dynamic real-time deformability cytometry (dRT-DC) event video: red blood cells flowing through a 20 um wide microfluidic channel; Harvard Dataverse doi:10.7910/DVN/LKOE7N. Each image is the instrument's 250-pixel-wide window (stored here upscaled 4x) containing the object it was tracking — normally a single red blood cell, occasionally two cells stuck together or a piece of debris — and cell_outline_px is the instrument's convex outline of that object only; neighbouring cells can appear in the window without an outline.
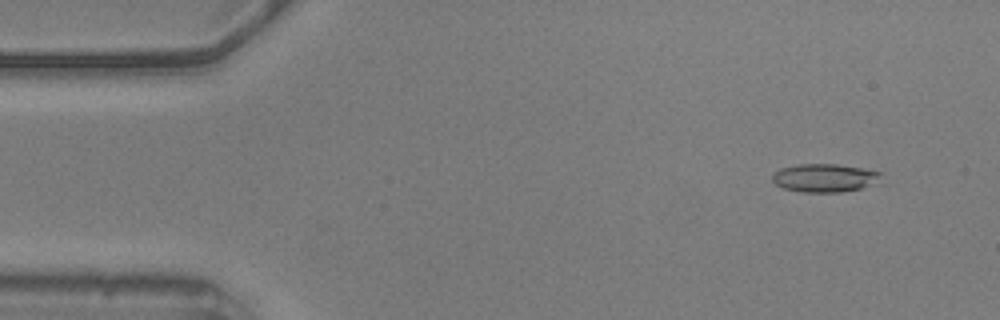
{"species": "common noctule bat (a hibernating species)", "species_latin": "Nyctalus noctula", "temperature_condition": "warm", "stored_images_in_passage": 56, "camera_frame_rate_fps": 3000, "um_per_image_px": 0.085, "animal": {"sex": "male", "body_mass_g": 20.5, "forearm_length_mm": 52.5}, "frame": {"image": 1, "passage_image": 5, "time_ms": 1.333, "image_size_px": [1000, 320], "cell_outline_px": [[880, 172], [876, 176], [860, 188], [840, 192], [804, 192], [784, 188], [776, 184], [772, 180], [772, 176], [780, 168], [796, 164], [836, 164], [860, 168]], "centroid_in_image_um": [69.91, 15.11], "position_along_channel_um": 15.1, "area_um2": 17.05}}
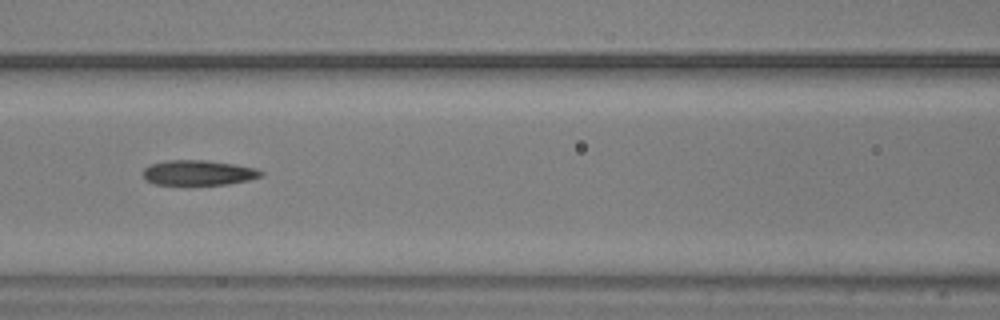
{"frame": {"image": 2, "passage_image": 24, "time_ms": 7.667, "image_size_px": [1000, 320], "cell_outline_px": [[264, 172], [260, 176], [248, 180], [228, 184], [156, 184], [144, 180], [144, 168], [148, 164], [168, 160], [208, 160], [236, 164], [256, 168]], "centroid_in_image_um": [16.85, 14.66], "position_along_channel_um": 149.7, "area_um2": 17.22}}
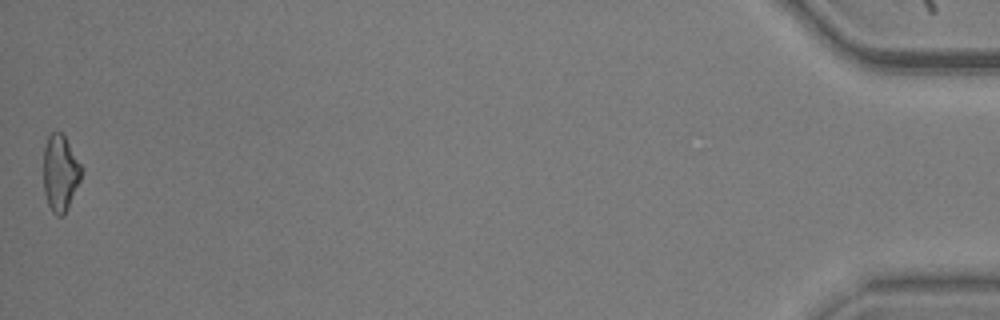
{"frame": {"image": 3, "passage_image": 56, "time_ms": 18.333, "image_size_px": [1000, 320], "cell_outline_px": [[84, 168], [80, 180], [64, 216], [56, 216], [52, 212], [48, 204], [44, 192], [44, 148], [48, 136], [52, 132], [60, 132], [64, 136]], "centroid_in_image_um": [5.13, 14.72], "position_along_channel_um": 430.1, "area_um2": 16.88}, "authors_computed_cell_mechanics": {"area_um2": 17.5712, "velocity_mm_per_s": 3.5999, "shape_relaxation_time_tau1_ms": 6.6751, "shape_relaxation_time_tau2_ms": 6.0586, "deformation_change_tau1": 0.1767, "deformation_change_tau2": 0.1598}}